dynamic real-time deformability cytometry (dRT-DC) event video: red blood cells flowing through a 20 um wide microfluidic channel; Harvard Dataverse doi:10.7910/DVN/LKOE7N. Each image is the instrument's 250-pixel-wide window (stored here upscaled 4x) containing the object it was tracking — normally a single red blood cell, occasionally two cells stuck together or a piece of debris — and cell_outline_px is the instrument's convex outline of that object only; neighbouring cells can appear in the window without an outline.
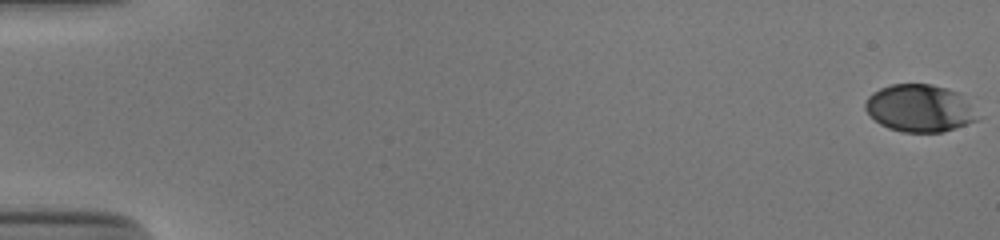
{"species": "human", "species_latin": "Homo sapiens", "temperature_condition": "cold", "stored_images_in_passage": 54, "camera_frame_rate_fps": 3000, "um_per_image_px": 0.085, "donor": {"sex": "male"}, "frame": {"image": 1, "passage_image": 1, "time_ms": 0.0, "image_size_px": [1000, 240], "cell_outline_px": [[976, 120], [944, 132], [904, 132], [888, 128], [880, 124], [864, 108], [864, 104], [868, 96], [872, 92], [880, 88], [892, 84], [932, 84], [948, 88], [960, 92], [976, 116]], "centroid_in_image_um": [78.12, 9.18], "position_along_channel_um": 6.9, "area_um2": 30.69}}
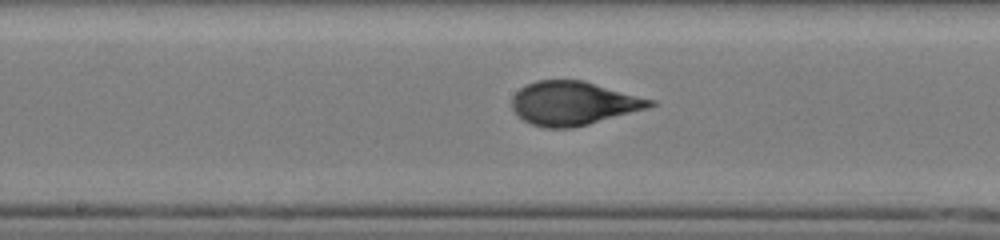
{"frame": {"image": 2, "passage_image": 30, "time_ms": 9.667, "image_size_px": [1000, 240], "cell_outline_px": [[656, 104], [648, 108], [588, 124], [572, 128], [544, 128], [532, 124], [524, 120], [512, 108], [512, 96], [520, 88], [536, 80], [584, 80], [656, 100]], "centroid_in_image_um": [48.76, 8.77], "position_along_channel_um": 199.4, "area_um2": 35.14}}
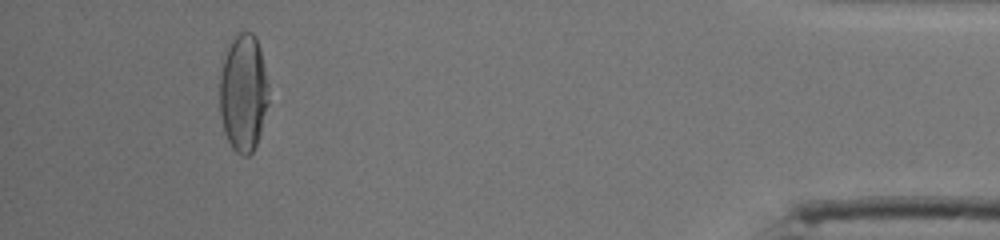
{"frame": {"image": 3, "passage_image": 51, "time_ms": 16.667, "image_size_px": [1000, 240], "cell_outline_px": [[268, 104], [260, 132], [256, 144], [252, 152], [248, 156], [240, 156], [232, 148], [224, 132], [220, 116], [220, 72], [224, 48], [240, 32], [252, 32], [256, 36], [260, 48], [268, 84]], "centroid_in_image_um": [20.66, 7.87], "position_along_channel_um": 414.5, "area_um2": 33.87}, "authors_computed_cell_mechanics": {"area_um2": 34.7378, "velocity_mm_per_s": 3.8732, "shape_relaxation_time_tau1_ms": 3.7877, "shape_relaxation_time_tau2_ms": null, "deformation_change_tau1": 0.189, "deformation_change_tau2": null}}